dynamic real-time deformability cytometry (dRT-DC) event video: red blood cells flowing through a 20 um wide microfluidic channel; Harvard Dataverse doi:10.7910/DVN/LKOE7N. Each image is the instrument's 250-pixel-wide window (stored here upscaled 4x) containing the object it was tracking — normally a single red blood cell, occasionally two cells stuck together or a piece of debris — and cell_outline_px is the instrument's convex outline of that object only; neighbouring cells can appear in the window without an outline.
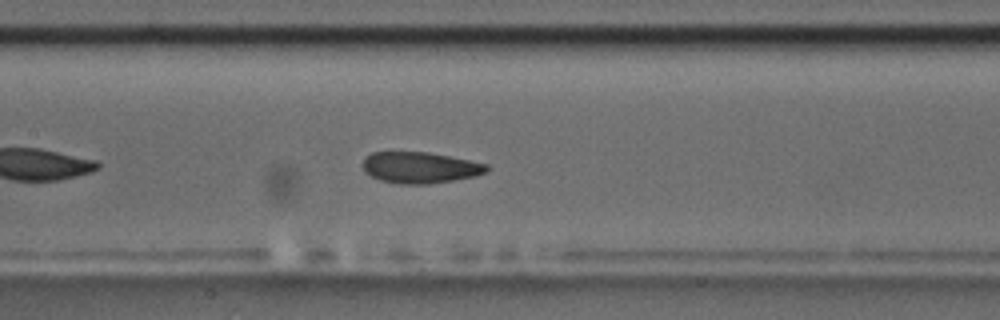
{"species": "common noctule bat (a hibernating species)", "species_latin": "Nyctalus noctula", "temperature_condition": "room temperature", "stored_images_in_passage": 42, "camera_frame_rate_fps": 3000, "um_per_image_px": 0.085, "animal": {"sex": "male", "body_mass_g": 17.5, "forearm_length_mm": 52.3}, "frame": {"image": 1, "passage_image": 13, "time_ms": 4.0, "image_size_px": [1000, 320], "cell_outline_px": [[488, 172], [476, 176], [428, 184], [400, 184], [380, 180], [364, 172], [364, 156], [372, 152], [428, 152], [488, 164]], "centroid_in_image_um": [35.7, 14.24], "position_along_channel_um": 171.7, "area_um2": 22.48}, "authors_computed_cell_mechanics": {"area_um2": 23.12, "velocity_mm_per_s": 3.6153, "shape_relaxation_time_tau1_ms": 3.5632, "shape_relaxation_time_tau2_ms": 1.4171, "deformation_change_tau1": 0.1073, "deformation_change_tau2": 0.0787}}